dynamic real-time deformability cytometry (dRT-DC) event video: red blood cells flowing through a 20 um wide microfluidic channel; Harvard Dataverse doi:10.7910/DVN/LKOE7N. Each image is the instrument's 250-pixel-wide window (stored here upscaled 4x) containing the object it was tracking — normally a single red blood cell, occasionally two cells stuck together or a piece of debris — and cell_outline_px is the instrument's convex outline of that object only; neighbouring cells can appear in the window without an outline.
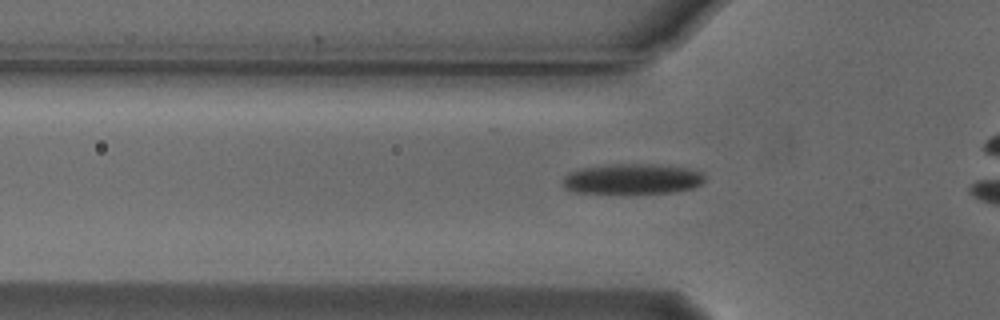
{"species": "Egyptian fruit bat (a non-hibernating species)", "species_latin": "Rousettus aegyptiacus", "temperature_condition": "cold", "stored_images_in_passage": 36, "camera_frame_rate_fps": 3000, "um_per_image_px": 0.085, "animal": {"sex": "male"}, "frame": {"image": 1, "passage_image": 6, "time_ms": 1.667, "image_size_px": [1000, 320], "cell_outline_px": [[704, 180], [700, 184], [692, 188], [676, 192], [576, 192], [564, 188], [564, 176], [568, 172], [580, 168], [612, 164], [660, 164], [688, 168], [704, 172]], "centroid_in_image_um": [53.78, 15.18], "position_along_channel_um": 72.0, "area_um2": 24.91}}
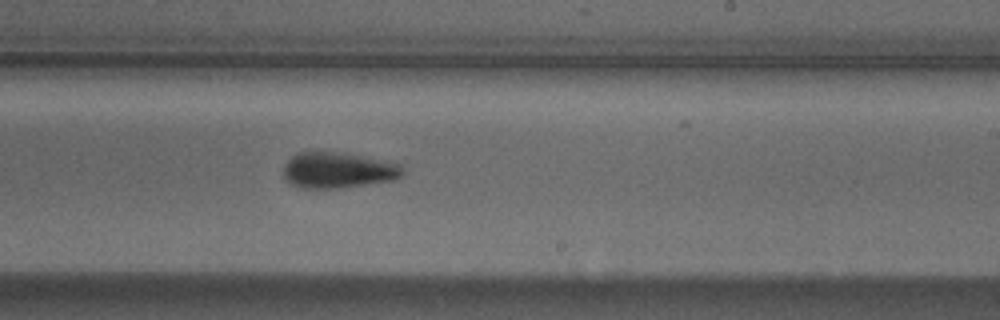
{"frame": {"image": 2, "passage_image": 21, "time_ms": 6.667, "image_size_px": [1000, 320], "cell_outline_px": [[404, 176], [392, 180], [340, 188], [300, 188], [288, 184], [284, 180], [284, 168], [288, 160], [292, 156], [300, 152], [336, 152], [364, 156], [384, 160], [400, 164], [404, 168]], "centroid_in_image_um": [28.73, 14.48], "position_along_channel_um": 260.3, "area_um2": 25.03}}
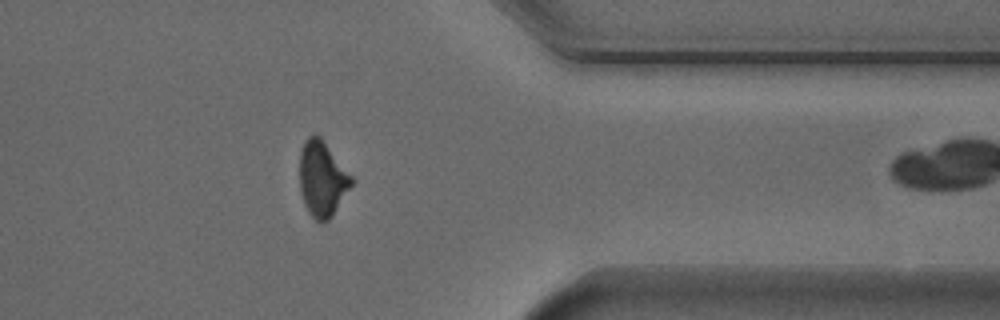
{"frame": {"image": 3, "passage_image": 32, "time_ms": 10.333, "image_size_px": [1000, 320], "cell_outline_px": [[356, 180], [332, 216], [324, 224], [320, 224], [312, 216], [304, 204], [300, 192], [300, 148], [304, 140], [308, 136], [320, 136]], "centroid_in_image_um": [27.4, 15.22], "position_along_channel_um": 384.0, "area_um2": 23.06}, "authors_computed_cell_mechanics": {"area_um2": 24.9696, "velocity_mm_per_s": 3.766, "shape_relaxation_time_tau1_ms": 4.0153, "shape_relaxation_time_tau2_ms": 9.3444, "deformation_change_tau1": 0.1456, "deformation_change_tau2": 0.1776}}